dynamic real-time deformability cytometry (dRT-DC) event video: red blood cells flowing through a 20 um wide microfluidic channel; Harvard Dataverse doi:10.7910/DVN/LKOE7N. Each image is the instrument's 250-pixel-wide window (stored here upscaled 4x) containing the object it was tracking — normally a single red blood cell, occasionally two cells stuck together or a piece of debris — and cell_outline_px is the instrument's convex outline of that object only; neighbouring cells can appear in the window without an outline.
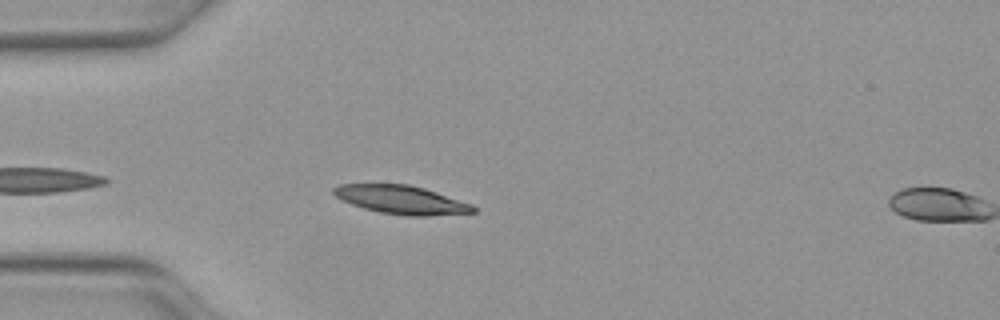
{"species": "Egyptian fruit bat (a non-hibernating species)", "species_latin": "Rousettus aegyptiacus", "temperature_condition": "warm", "stored_images_in_passage": 7, "camera_frame_rate_fps": 3000, "um_per_image_px": 0.085, "animal": {"sex": "female"}, "frame": {"image": 1, "passage_image": 6, "time_ms": 1.667, "image_size_px": [1000, 320], "cell_outline_px": [[476, 212], [428, 216], [408, 216], [380, 212], [364, 208], [340, 200], [332, 192], [332, 188], [340, 184], [408, 184], [424, 188], [472, 204], [476, 208]], "centroid_in_image_um": [34.1, 16.98], "position_along_channel_um": 50.9, "area_um2": 23.12}}